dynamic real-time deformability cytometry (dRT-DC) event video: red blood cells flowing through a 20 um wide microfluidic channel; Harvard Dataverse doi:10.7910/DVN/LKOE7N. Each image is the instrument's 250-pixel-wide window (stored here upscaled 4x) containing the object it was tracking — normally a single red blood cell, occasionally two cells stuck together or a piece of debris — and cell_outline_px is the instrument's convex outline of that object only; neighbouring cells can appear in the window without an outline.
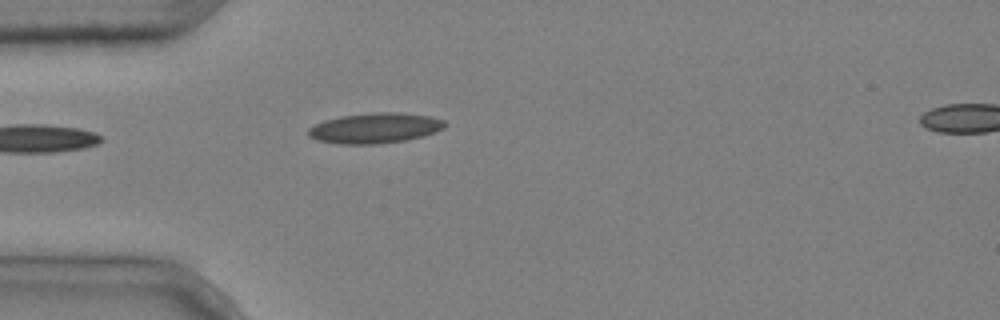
{"species": "common noctule bat (a hibernating species)", "species_latin": "Nyctalus noctula", "temperature_condition": "cold", "stored_images_in_passage": 5, "segment_of_instrument_passage": [1, 2], "camera_frame_rate_fps": 3000, "um_per_image_px": 0.085, "animal": {"sex": "male", "body_mass_g": 20.4}, "frame": {"image": 1, "passage_image": 4, "time_ms": 1.0, "image_size_px": [1000, 320], "cell_outline_px": [[448, 124], [444, 128], [436, 132], [424, 136], [404, 140], [376, 144], [340, 144], [316, 140], [308, 136], [308, 128], [324, 120], [340, 116], [372, 112], [396, 112], [428, 116], [444, 120]], "centroid_in_image_um": [31.87, 10.88], "position_along_channel_um": 53.1, "area_um2": 24.22}}